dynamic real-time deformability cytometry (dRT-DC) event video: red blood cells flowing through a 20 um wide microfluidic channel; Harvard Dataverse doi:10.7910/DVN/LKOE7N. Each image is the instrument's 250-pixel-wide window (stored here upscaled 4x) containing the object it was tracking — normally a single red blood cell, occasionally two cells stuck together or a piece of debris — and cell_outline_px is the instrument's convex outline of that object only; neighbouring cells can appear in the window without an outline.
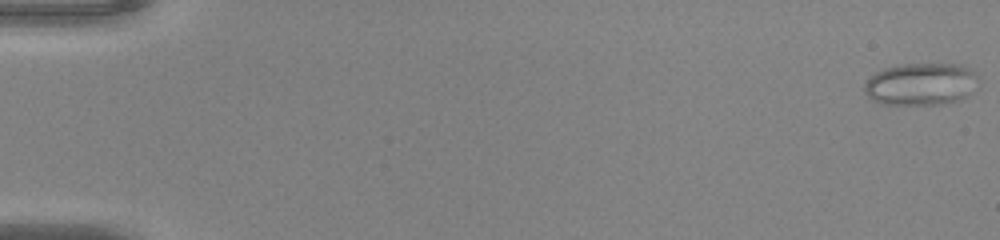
{"species": "common noctule bat (a hibernating species)", "species_latin": "Nyctalus noctula", "temperature_condition": "warm", "stored_images_in_passage": 51, "camera_frame_rate_fps": 3000, "um_per_image_px": 0.085, "animal": {"sex": "male", "body_mass_g": 20.0, "forearm_length_mm": 53.3}, "frame": {"image": 1, "passage_image": 1, "time_ms": 0.0, "image_size_px": [1000, 240], "cell_outline_px": [[980, 76], [968, 96], [956, 100], [940, 104], [884, 104], [872, 100], [864, 92], [864, 84], [876, 72], [884, 68], [900, 64], [960, 64], [968, 68]], "centroid_in_image_um": [78.27, 7.14], "position_along_channel_um": 6.7, "area_um2": 27.98}}
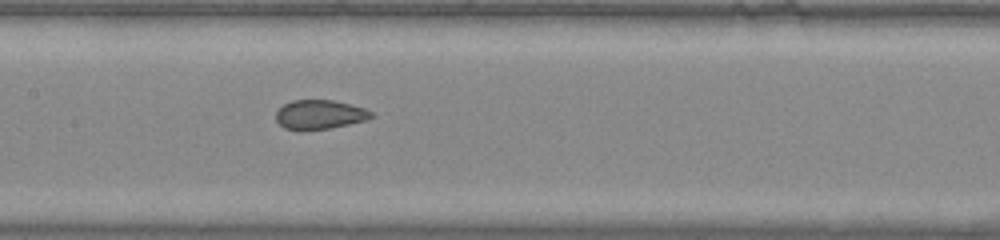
{"frame": {"image": 2, "passage_image": 26, "time_ms": 8.333, "image_size_px": [1000, 240], "cell_outline_px": [[376, 116], [368, 120], [328, 128], [284, 128], [276, 120], [276, 112], [284, 104], [292, 100], [332, 100], [364, 108], [372, 112]], "centroid_in_image_um": [27.21, 9.71], "position_along_channel_um": 180.2, "area_um2": 15.78}}
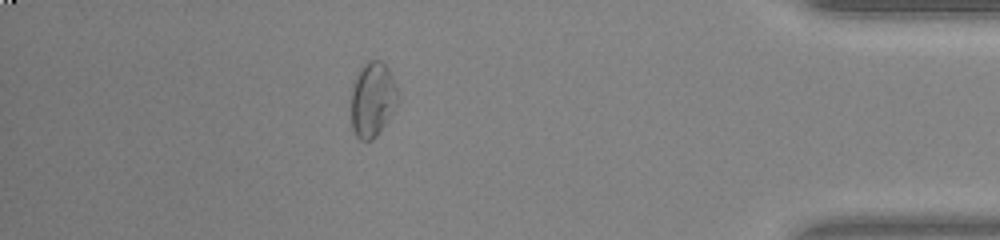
{"frame": {"image": 3, "passage_image": 45, "time_ms": 14.667, "image_size_px": [1000, 240], "cell_outline_px": [[400, 100], [376, 136], [372, 140], [360, 140], [356, 136], [352, 128], [352, 84], [360, 68], [368, 60], [380, 60], [388, 68], [396, 84], [400, 96]], "centroid_in_image_um": [31.68, 8.43], "position_along_channel_um": 403.5, "area_um2": 20.4}, "authors_computed_cell_mechanics": {"area_um2": 19.652, "velocity_mm_per_s": 4.1338, "shape_relaxation_time_tau1_ms": null, "shape_relaxation_time_tau2_ms": 0.7057, "deformation_change_tau1": null, "deformation_change_tau2": 0.0447}}